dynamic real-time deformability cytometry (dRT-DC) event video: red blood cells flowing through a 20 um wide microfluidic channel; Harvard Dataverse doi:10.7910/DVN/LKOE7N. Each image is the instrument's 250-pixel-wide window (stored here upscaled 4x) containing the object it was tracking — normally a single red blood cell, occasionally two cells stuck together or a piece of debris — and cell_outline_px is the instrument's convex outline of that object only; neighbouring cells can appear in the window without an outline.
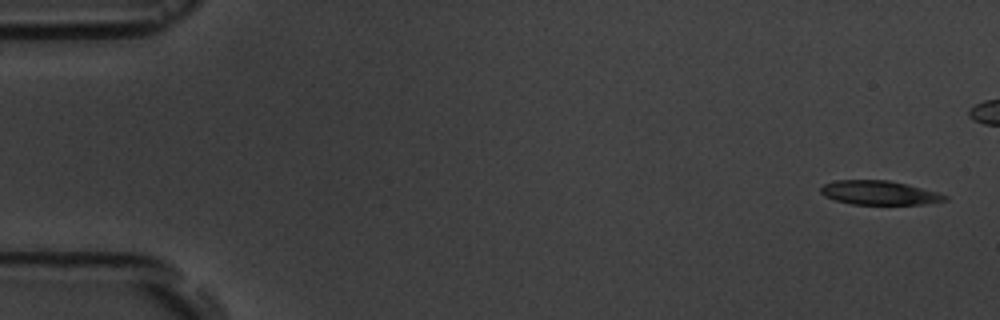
{"species": "common noctule bat (a hibernating species)", "species_latin": "Nyctalus noctula", "temperature_condition": "room temperature", "stored_images_in_passage": 6, "camera_frame_rate_fps": 3000, "um_per_image_px": 0.085, "animal": {"sex": "male", "body_mass_g": 19.5, "forearm_length_mm": 54.6}, "frame": {"image": 1, "passage_image": 1, "time_ms": 0.0, "image_size_px": [1000, 320], "cell_outline_px": [[948, 200], [920, 204], [852, 204], [836, 200], [824, 196], [820, 192], [820, 188], [824, 184], [836, 180], [888, 180], [908, 184], [936, 192], [948, 196]], "centroid_in_image_um": [74.72, 16.38], "position_along_channel_um": 10.3, "area_um2": 17.28}}